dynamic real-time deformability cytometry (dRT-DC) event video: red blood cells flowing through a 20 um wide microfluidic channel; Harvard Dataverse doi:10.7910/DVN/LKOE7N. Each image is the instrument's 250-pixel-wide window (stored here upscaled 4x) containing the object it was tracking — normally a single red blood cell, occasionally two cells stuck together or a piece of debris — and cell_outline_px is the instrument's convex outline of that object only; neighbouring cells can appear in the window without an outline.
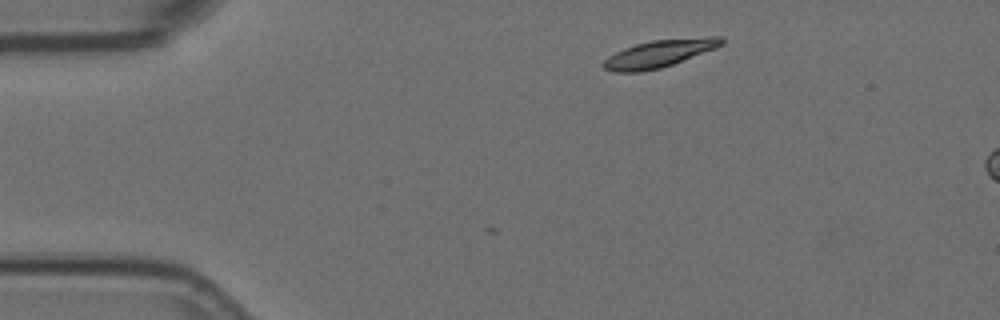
{"species": "Egyptian fruit bat (a non-hibernating species)", "species_latin": "Rousettus aegyptiacus", "temperature_condition": "room temperature", "stored_images_in_passage": 8, "camera_frame_rate_fps": 3000, "um_per_image_px": 0.085, "animal": {"sex": "female"}, "frame": {"image": 1, "passage_image": 1, "time_ms": 0.0, "image_size_px": [1000, 320], "cell_outline_px": [[724, 44], [716, 48], [672, 64], [660, 68], [640, 72], [616, 72], [604, 68], [600, 64], [608, 56], [624, 48], [636, 44], [652, 40], [708, 36], [720, 36], [724, 40]], "centroid_in_image_um": [56.04, 4.54], "position_along_channel_um": 29.0, "area_um2": 18.84}}